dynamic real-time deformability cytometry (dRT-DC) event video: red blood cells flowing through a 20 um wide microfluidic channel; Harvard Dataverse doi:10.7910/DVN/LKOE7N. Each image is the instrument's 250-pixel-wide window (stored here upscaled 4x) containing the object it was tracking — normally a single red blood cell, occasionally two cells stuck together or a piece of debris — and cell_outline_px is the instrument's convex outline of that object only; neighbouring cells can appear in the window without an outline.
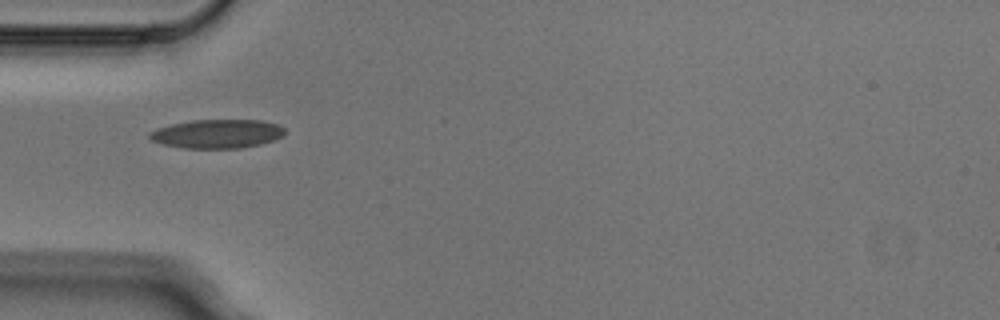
{"species": "Egyptian fruit bat (a non-hibernating species)", "species_latin": "Rousettus aegyptiacus", "temperature_condition": "cold", "stored_images_in_passage": 2, "camera_frame_rate_fps": 3000, "um_per_image_px": 0.085, "animal": {"sex": "male"}, "frame": {"image": 1, "passage_image": 1, "time_ms": 0.0, "image_size_px": [1000, 320], "cell_outline_px": [[284, 136], [260, 144], [240, 148], [184, 148], [164, 144], [152, 140], [148, 136], [148, 132], [156, 128], [172, 124], [192, 120], [260, 120], [280, 124], [284, 128]], "centroid_in_image_um": [18.46, 11.36], "position_along_channel_um": 66.5, "area_um2": 22.72}}
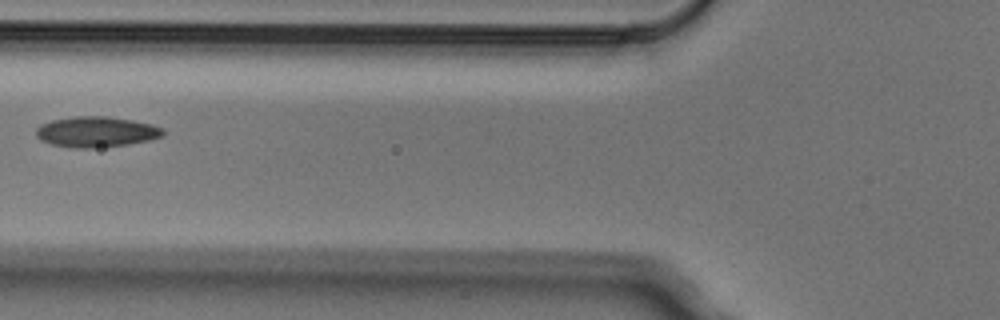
{"frame": {"image": 2, "passage_image": 2, "time_ms": 0.333, "image_size_px": [1000, 320], "cell_outline_px": [[164, 132], [160, 136], [148, 140], [128, 144], [92, 148], [76, 148], [52, 144], [40, 140], [36, 136], [36, 128], [40, 124], [52, 120], [76, 116], [108, 116], [132, 120], [152, 124], [164, 128]], "centroid_in_image_um": [8.16, 11.2], "position_along_channel_um": 117.6, "area_um2": 22.54}}